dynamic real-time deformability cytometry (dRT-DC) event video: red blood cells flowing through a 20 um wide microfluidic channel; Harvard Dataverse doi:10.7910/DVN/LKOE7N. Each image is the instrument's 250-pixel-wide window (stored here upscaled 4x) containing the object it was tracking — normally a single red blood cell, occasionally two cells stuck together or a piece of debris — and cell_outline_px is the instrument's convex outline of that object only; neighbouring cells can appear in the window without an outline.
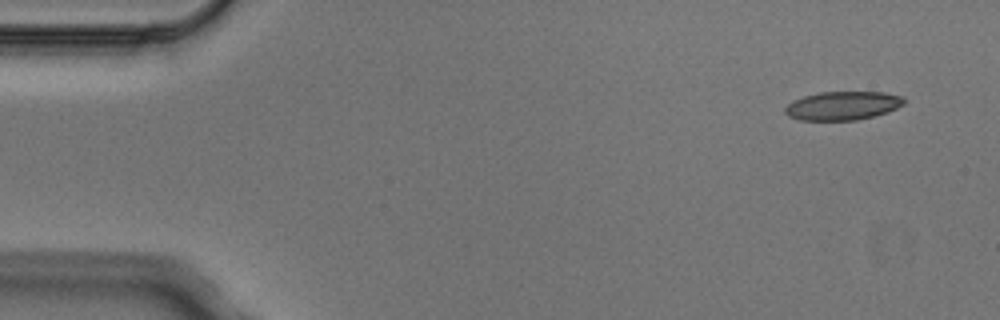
{"species": "Egyptian fruit bat (a non-hibernating species)", "species_latin": "Rousettus aegyptiacus", "temperature_condition": "cold", "stored_images_in_passage": 5, "camera_frame_rate_fps": 3000, "um_per_image_px": 0.085, "animal": {"sex": "male"}, "frame": {"image": 1, "passage_image": 1, "time_ms": 0.0, "image_size_px": [1000, 320], "cell_outline_px": [[904, 104], [888, 112], [856, 120], [800, 120], [788, 116], [784, 112], [784, 108], [792, 100], [804, 96], [820, 92], [884, 92], [904, 96]], "centroid_in_image_um": [71.62, 8.98], "position_along_channel_um": 13.4, "area_um2": 19.88}}
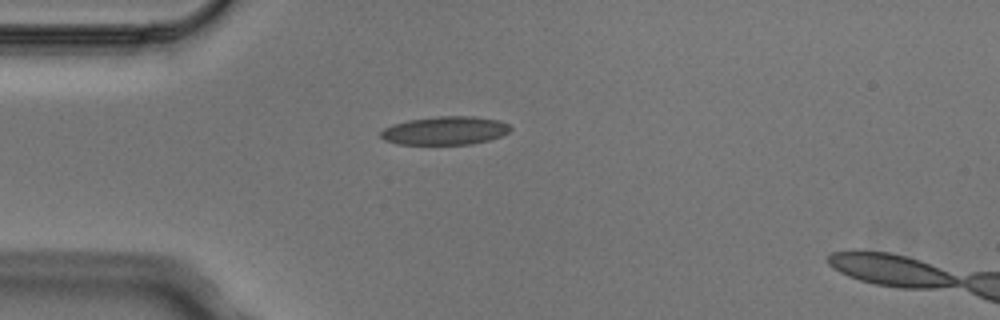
{"frame": {"image": 2, "passage_image": 4, "time_ms": 1.0, "image_size_px": [1000, 320], "cell_outline_px": [[512, 128], [508, 132], [500, 136], [488, 140], [472, 144], [400, 144], [384, 140], [380, 136], [380, 132], [384, 128], [392, 124], [408, 120], [436, 116], [472, 116], [500, 120], [508, 124]], "centroid_in_image_um": [37.82, 11.09], "position_along_channel_um": 47.2, "area_um2": 21.44}}